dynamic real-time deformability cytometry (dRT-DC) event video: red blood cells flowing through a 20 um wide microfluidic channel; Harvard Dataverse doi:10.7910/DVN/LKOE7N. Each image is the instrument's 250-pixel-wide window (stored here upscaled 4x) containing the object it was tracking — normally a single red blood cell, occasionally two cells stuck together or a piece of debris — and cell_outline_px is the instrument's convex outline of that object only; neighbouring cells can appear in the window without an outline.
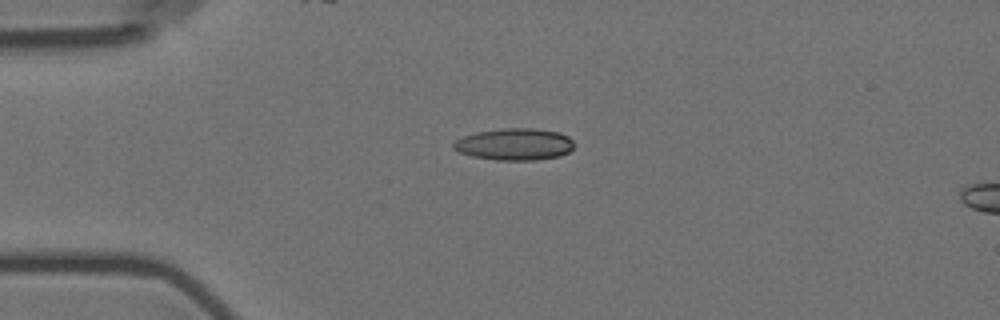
{"species": "Egyptian fruit bat (a non-hibernating species)", "species_latin": "Rousettus aegyptiacus", "temperature_condition": "room temperature", "stored_images_in_passage": 4, "camera_frame_rate_fps": 3000, "um_per_image_px": 0.085, "animal": {"sex": "female"}, "frame": {"image": 1, "passage_image": 3, "time_ms": 3.333, "image_size_px": [1000, 320], "cell_outline_px": [[576, 144], [568, 152], [560, 156], [536, 160], [496, 160], [472, 156], [460, 152], [452, 148], [452, 144], [456, 140], [464, 136], [476, 132], [504, 128], [532, 128], [560, 132], [568, 136]], "centroid_in_image_um": [43.76, 12.26], "position_along_channel_um": 41.2, "area_um2": 22.48}}